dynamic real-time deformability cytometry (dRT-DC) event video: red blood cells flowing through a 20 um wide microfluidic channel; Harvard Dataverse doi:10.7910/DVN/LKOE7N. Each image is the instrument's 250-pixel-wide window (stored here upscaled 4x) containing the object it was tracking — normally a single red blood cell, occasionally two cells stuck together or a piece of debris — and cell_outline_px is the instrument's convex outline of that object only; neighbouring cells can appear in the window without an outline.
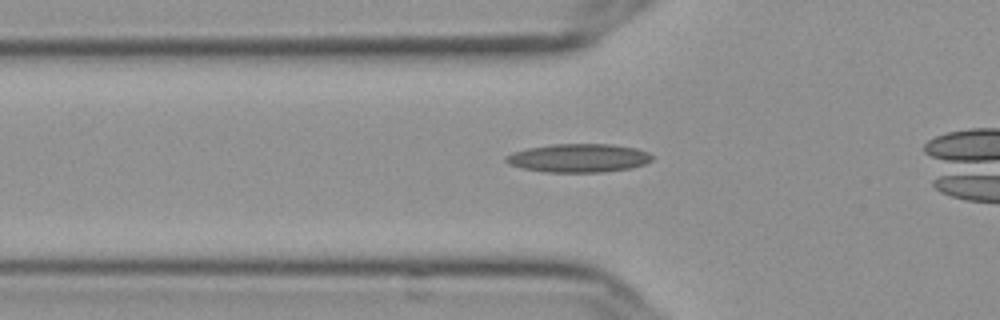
{"species": "Egyptian fruit bat (a non-hibernating species)", "species_latin": "Rousettus aegyptiacus", "temperature_condition": "cold", "stored_images_in_passage": 42, "camera_frame_rate_fps": 3000, "um_per_image_px": 0.085, "frame": {"image": 1, "passage_image": 13, "time_ms": 4.0, "image_size_px": [1000, 320], "cell_outline_px": [[652, 160], [644, 164], [632, 168], [604, 172], [544, 172], [524, 168], [508, 164], [504, 160], [504, 156], [512, 152], [528, 148], [552, 144], [612, 144], [636, 148], [648, 152], [652, 156]], "centroid_in_image_um": [49.17, 13.43], "position_along_channel_um": 76.6, "area_um2": 24.39}}
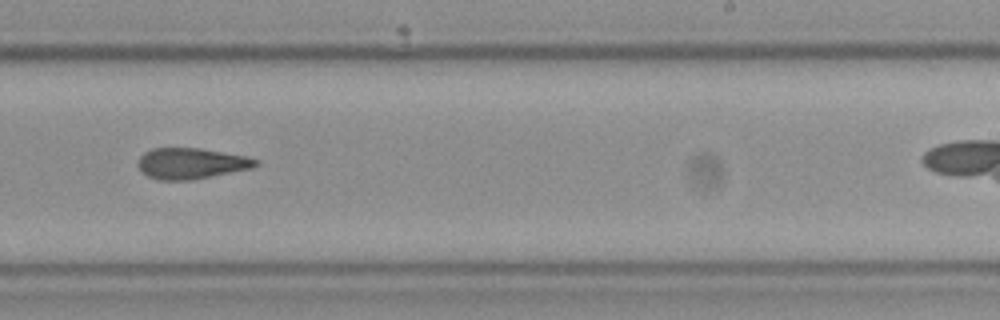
{"frame": {"image": 2, "passage_image": 29, "time_ms": 9.333, "image_size_px": [1000, 320], "cell_outline_px": [[260, 164], [252, 168], [192, 180], [160, 180], [148, 176], [136, 164], [140, 156], [144, 152], [152, 148], [200, 148], [248, 156], [260, 160]], "centroid_in_image_um": [16.28, 13.88], "position_along_channel_um": 272.7, "area_um2": 21.33}}
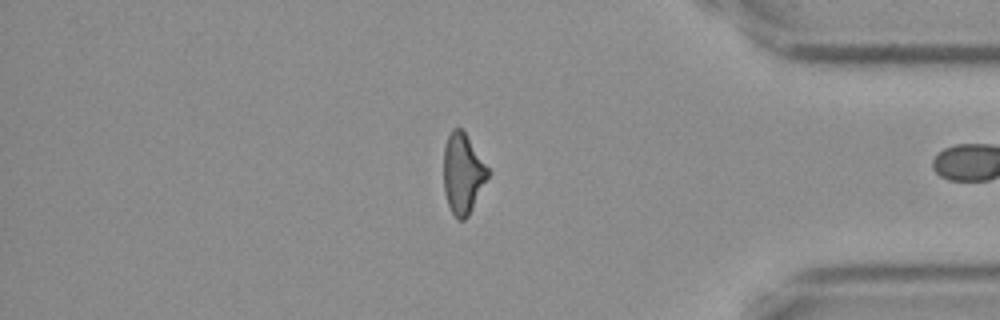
{"frame": {"image": 3, "passage_image": 41, "time_ms": 13.333, "image_size_px": [1000, 320], "cell_outline_px": [[488, 176], [468, 216], [464, 220], [460, 220], [452, 212], [448, 204], [444, 192], [444, 148], [448, 136], [452, 128], [460, 128], [464, 132], [488, 168]], "centroid_in_image_um": [39.31, 14.75], "position_along_channel_um": 395.9, "area_um2": 20.11}}